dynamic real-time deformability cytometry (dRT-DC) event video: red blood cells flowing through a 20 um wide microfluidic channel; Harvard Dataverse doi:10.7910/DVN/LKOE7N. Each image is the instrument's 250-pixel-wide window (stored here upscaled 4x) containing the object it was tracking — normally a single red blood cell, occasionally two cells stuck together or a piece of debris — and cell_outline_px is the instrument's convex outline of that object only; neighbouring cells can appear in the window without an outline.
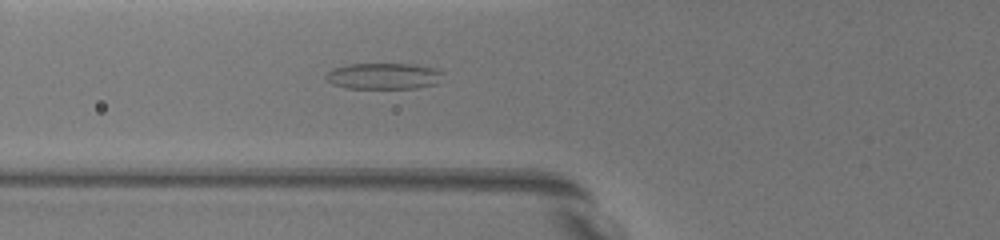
{"species": "common noctule bat (a hibernating species)", "species_latin": "Nyctalus noctula", "temperature_condition": "warm", "stored_images_in_passage": 8, "camera_frame_rate_fps": 3000, "um_per_image_px": 0.085, "animal": {"sex": "female", "body_mass_g": 19.5, "forearm_length_mm": 54.1}, "frame": {"image": 1, "passage_image": 8, "time_ms": 7.667, "image_size_px": [1000, 240], "cell_outline_px": [[444, 72], [436, 84], [416, 88], [348, 88], [332, 84], [324, 76], [332, 68], [352, 64], [412, 64], [432, 68]], "centroid_in_image_um": [32.59, 6.47], "position_along_channel_um": 93.2, "area_um2": 17.69}}